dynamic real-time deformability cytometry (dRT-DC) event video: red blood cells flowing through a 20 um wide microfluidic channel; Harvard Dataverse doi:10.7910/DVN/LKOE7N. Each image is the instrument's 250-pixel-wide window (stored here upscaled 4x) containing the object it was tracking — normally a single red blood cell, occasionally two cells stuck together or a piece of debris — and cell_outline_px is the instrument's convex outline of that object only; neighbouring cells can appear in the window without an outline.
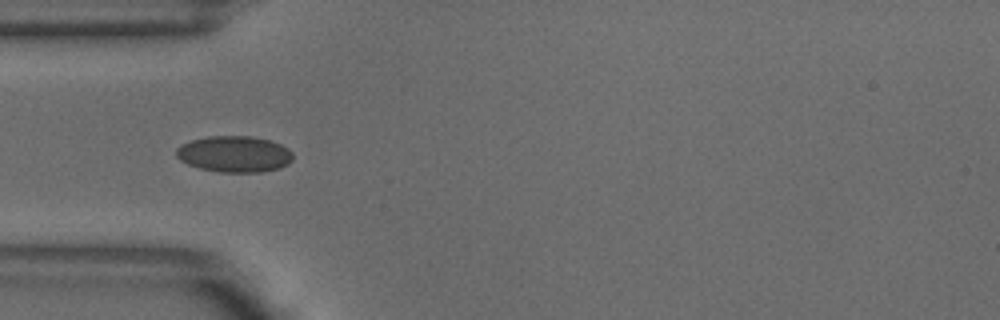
{"species": "common noctule bat (a hibernating species)", "species_latin": "Nyctalus noctula", "temperature_condition": "warm", "stored_images_in_passage": 7, "camera_frame_rate_fps": 3000, "um_per_image_px": 0.085, "animal": {"sex": "male", "body_mass_g": 18.8}, "frame": {"image": 1, "passage_image": 4, "time_ms": 1.0, "image_size_px": [1000, 320], "cell_outline_px": [[292, 160], [288, 164], [280, 168], [260, 172], [220, 172], [200, 168], [188, 164], [180, 160], [176, 156], [176, 148], [180, 144], [192, 140], [208, 136], [252, 136], [272, 140], [288, 148], [292, 152]], "centroid_in_image_um": [19.93, 13.09], "position_along_channel_um": 65.1, "area_um2": 24.8}}
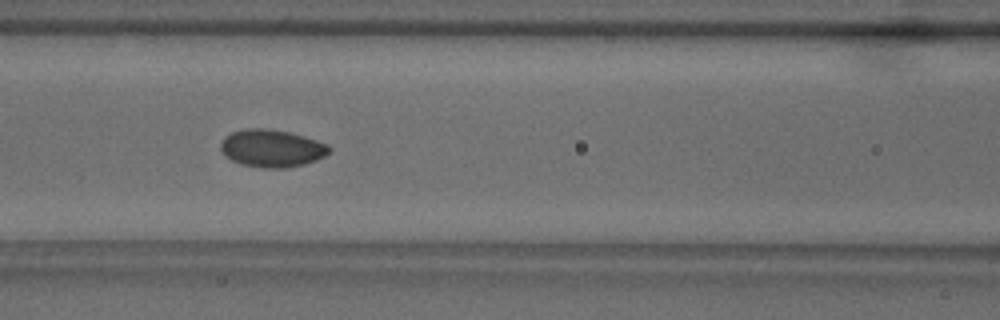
{"frame": {"image": 2, "passage_image": 6, "time_ms": 1.667, "image_size_px": [1000, 320], "cell_outline_px": [[332, 148], [324, 156], [316, 160], [304, 164], [284, 168], [264, 168], [240, 164], [232, 160], [220, 148], [220, 144], [224, 136], [232, 132], [244, 128], [264, 128], [288, 132], [316, 140], [328, 144]], "centroid_in_image_um": [23.09, 12.6], "position_along_channel_um": 143.5, "area_um2": 23.58}}